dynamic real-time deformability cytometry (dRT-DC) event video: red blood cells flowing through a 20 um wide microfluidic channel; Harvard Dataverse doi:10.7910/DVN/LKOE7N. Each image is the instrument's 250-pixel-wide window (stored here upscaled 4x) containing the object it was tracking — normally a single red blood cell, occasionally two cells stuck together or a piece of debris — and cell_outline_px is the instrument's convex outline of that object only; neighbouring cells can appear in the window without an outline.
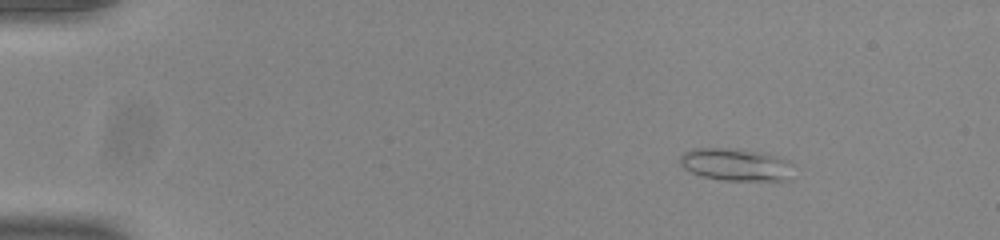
{"species": "common noctule bat (a hibernating species)", "species_latin": "Nyctalus noctula", "temperature_condition": "room temperature", "stored_images_in_passage": 47, "camera_frame_rate_fps": 3000, "um_per_image_px": 0.085, "animal": {"sex": "male", "body_mass_g": 20.0, "forearm_length_mm": 53.3}, "frame": {"image": 1, "passage_image": 1, "time_ms": 0.0, "image_size_px": [1000, 240], "cell_outline_px": [[792, 180], [724, 180], [704, 176], [692, 172], [684, 168], [680, 164], [680, 156], [684, 152], [692, 148], [736, 148], [760, 152], [776, 156], [788, 160], [792, 164]], "centroid_in_image_um": [62.57, 13.98], "position_along_channel_um": 22.4, "area_um2": 21.5}}
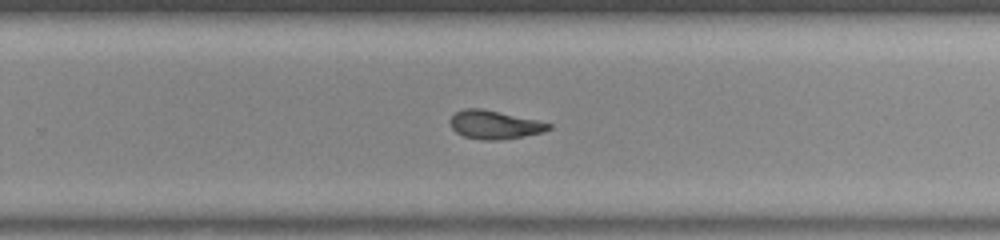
{"frame": {"image": 2, "passage_image": 29, "time_ms": 9.333, "image_size_px": [1000, 240], "cell_outline_px": [[552, 128], [544, 132], [524, 136], [500, 140], [484, 140], [464, 136], [456, 132], [452, 128], [448, 120], [456, 112], [464, 108], [484, 108], [536, 120], [552, 124]], "centroid_in_image_um": [42.03, 10.59], "position_along_channel_um": 287.8, "area_um2": 16.42}}
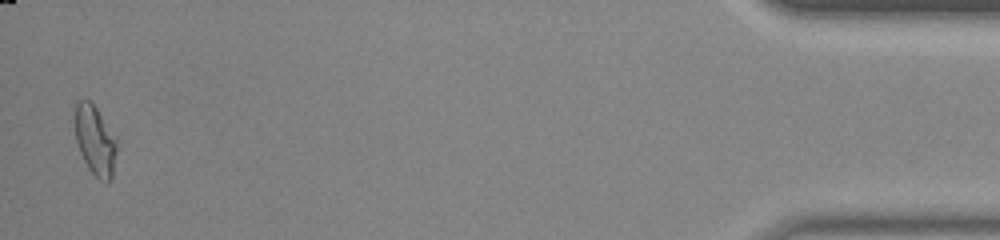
{"frame": {"image": 3, "passage_image": 46, "time_ms": 15.0, "image_size_px": [1000, 240], "cell_outline_px": [[120, 144], [112, 180], [100, 180], [88, 168], [80, 152], [68, 120], [76, 100], [88, 100], [96, 108], [120, 140]], "centroid_in_image_um": [8.05, 11.85], "position_along_channel_um": 427.2, "area_um2": 18.55}, "authors_computed_cell_mechanics": {"area_um2": 16.9354, "velocity_mm_per_s": 3.9088, "shape_relaxation_time_tau1_ms": null, "shape_relaxation_time_tau2_ms": 2.69, "deformation_change_tau1": null, "deformation_change_tau2": 0.091}}